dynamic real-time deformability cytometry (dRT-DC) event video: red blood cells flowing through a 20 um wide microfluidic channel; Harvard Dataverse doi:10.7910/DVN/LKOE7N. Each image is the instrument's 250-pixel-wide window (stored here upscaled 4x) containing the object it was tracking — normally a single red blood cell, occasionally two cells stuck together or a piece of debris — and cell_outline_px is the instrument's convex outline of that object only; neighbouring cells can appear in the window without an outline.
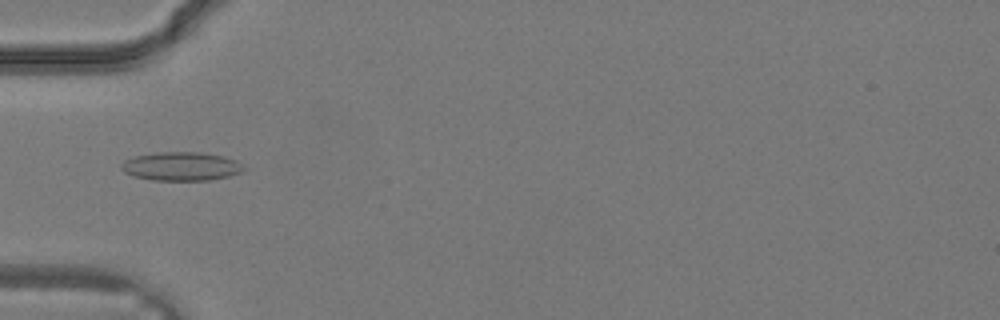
{"species": "common noctule bat (a hibernating species)", "species_latin": "Nyctalus noctula", "temperature_condition": "warm", "stored_images_in_passage": 24, "camera_frame_rate_fps": 3000, "um_per_image_px": 0.085, "animal": {"sex": "male", "body_mass_g": 19.2, "forearm_length_mm": 51.8}, "frame": {"image": 1, "passage_image": 11, "time_ms": 3.333, "image_size_px": [1000, 320], "cell_outline_px": [[248, 168], [244, 172], [228, 176], [208, 180], [152, 180], [132, 176], [124, 172], [120, 168], [120, 164], [124, 160], [136, 156], [156, 152], [200, 152], [224, 156], [236, 160]], "centroid_in_image_um": [15.42, 14.14], "position_along_channel_um": 69.6, "area_um2": 20.69}}
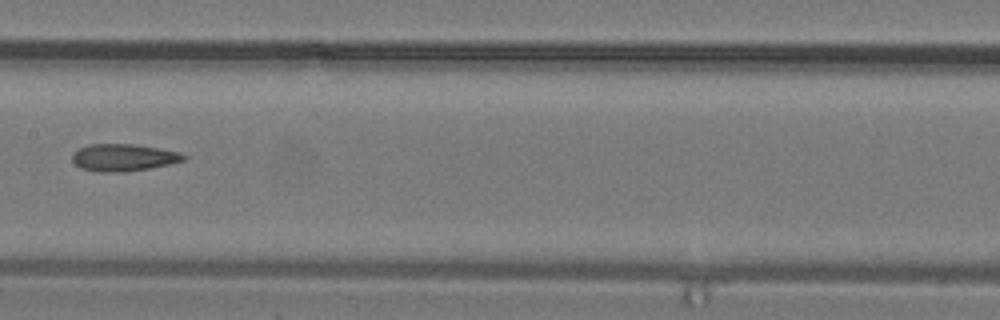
{"frame": {"image": 2, "passage_image": 17, "time_ms": 5.333, "image_size_px": [1000, 320], "cell_outline_px": [[188, 160], [148, 168], [124, 172], [100, 172], [80, 168], [72, 160], [72, 156], [80, 148], [88, 144], [136, 144], [180, 152], [188, 156]], "centroid_in_image_um": [10.54, 13.38], "position_along_channel_um": 196.9, "area_um2": 17.63}}
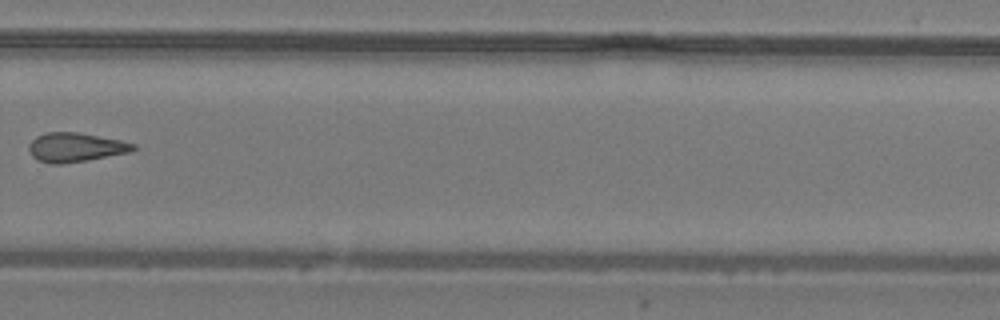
{"frame": {"image": 3, "passage_image": 23, "time_ms": 7.333, "image_size_px": [1000, 320], "cell_outline_px": [[140, 148], [132, 152], [88, 160], [64, 164], [48, 164], [36, 160], [28, 152], [28, 144], [36, 136], [48, 132], [76, 132], [120, 140], [136, 144]], "centroid_in_image_um": [6.42, 12.54], "position_along_channel_um": 323.4, "area_um2": 18.09}}